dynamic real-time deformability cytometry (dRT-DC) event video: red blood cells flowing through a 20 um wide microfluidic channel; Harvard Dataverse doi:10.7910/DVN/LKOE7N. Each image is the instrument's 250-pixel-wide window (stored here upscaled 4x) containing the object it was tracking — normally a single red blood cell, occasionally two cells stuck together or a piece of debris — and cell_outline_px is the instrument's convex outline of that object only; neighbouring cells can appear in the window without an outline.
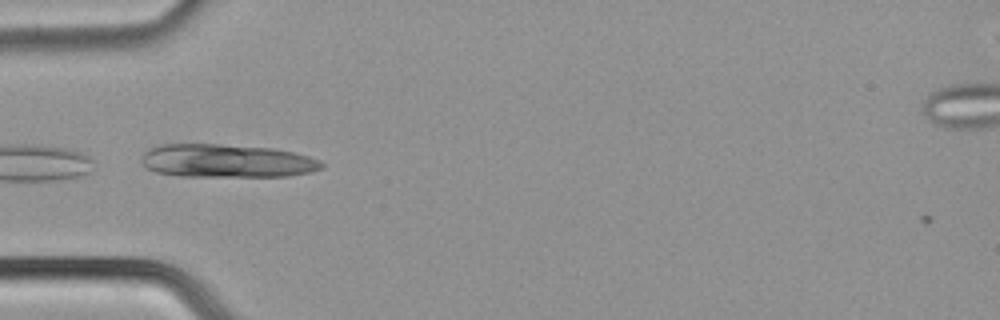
{"species": "common noctule bat (a hibernating species)", "species_latin": "Nyctalus noctula", "temperature_condition": "cold", "stored_images_in_passage": 5, "camera_frame_rate_fps": 3000, "um_per_image_px": 0.085, "animal": {"sex": "male", "body_mass_g": 21.5, "forearm_length_mm": 52.0}, "frame": {"image": 1, "passage_image": 2, "time_ms": 0.333, "image_size_px": [1000, 320], "cell_outline_px": [[324, 168], [312, 172], [288, 176], [180, 176], [156, 172], [148, 168], [140, 160], [144, 152], [148, 148], [160, 144], [220, 144], [272, 148], [292, 152], [308, 156], [324, 164]], "centroid_in_image_um": [19.25, 13.67], "position_along_channel_um": 65.8, "area_um2": 34.97}}